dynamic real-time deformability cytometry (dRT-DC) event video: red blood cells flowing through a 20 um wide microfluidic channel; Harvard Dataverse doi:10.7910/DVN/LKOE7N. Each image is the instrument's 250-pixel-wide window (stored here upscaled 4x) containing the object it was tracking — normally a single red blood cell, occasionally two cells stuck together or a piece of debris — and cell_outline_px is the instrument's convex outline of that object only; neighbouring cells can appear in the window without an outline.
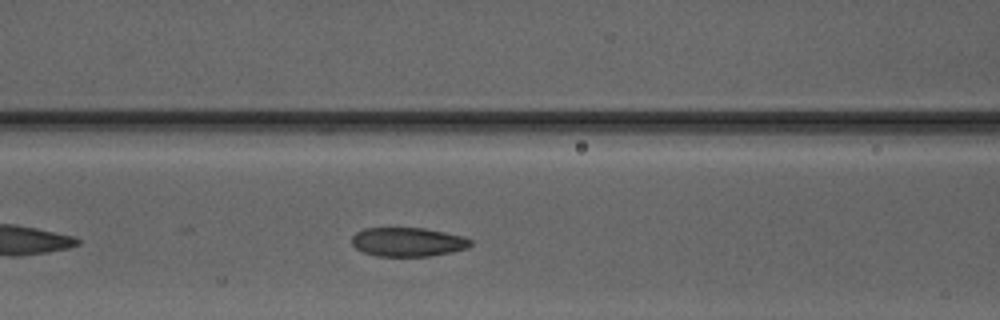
{"species": "Egyptian fruit bat (a non-hibernating species)", "species_latin": "Rousettus aegyptiacus", "temperature_condition": "warm", "stored_images_in_passage": 28, "camera_frame_rate_fps": 3000, "um_per_image_px": 0.085, "animal": {"sex": "male"}, "frame": {"image": 1, "passage_image": 8, "time_ms": 2.333, "image_size_px": [1000, 320], "cell_outline_px": [[472, 244], [468, 248], [452, 252], [428, 256], [376, 256], [364, 252], [356, 248], [352, 244], [352, 236], [356, 232], [364, 228], [424, 228], [464, 236], [472, 240]], "centroid_in_image_um": [34.68, 20.56], "position_along_channel_um": 131.9, "area_um2": 20.11}}
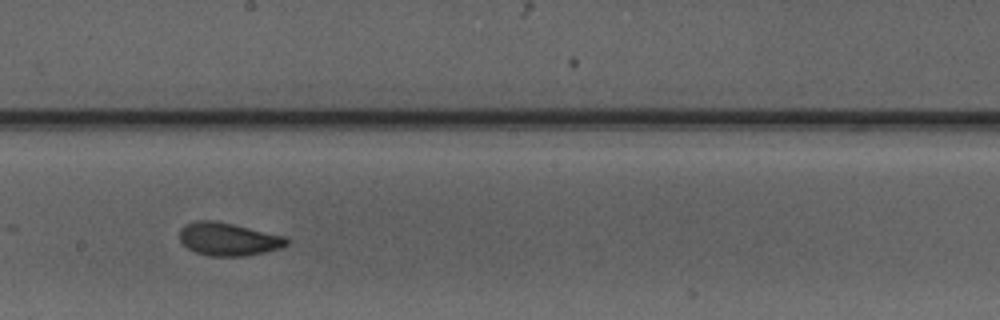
{"frame": {"image": 2, "passage_image": 15, "time_ms": 4.667, "image_size_px": [1000, 320], "cell_outline_px": [[288, 244], [280, 248], [264, 252], [244, 256], [208, 256], [196, 252], [188, 248], [180, 240], [180, 232], [184, 224], [196, 220], [212, 220], [232, 224], [284, 236], [288, 240]], "centroid_in_image_um": [19.38, 20.33], "position_along_channel_um": 228.8, "area_um2": 20.35}}
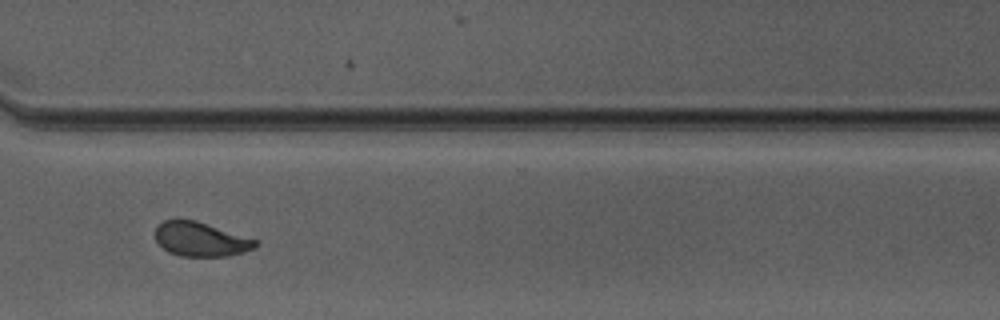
{"frame": {"image": 3, "passage_image": 24, "time_ms": 7.667, "image_size_px": [1000, 320], "cell_outline_px": [[260, 244], [256, 248], [244, 252], [228, 256], [180, 256], [168, 252], [156, 240], [156, 228], [164, 220], [196, 220], [260, 240]], "centroid_in_image_um": [17.14, 20.34], "position_along_channel_um": 353.5, "area_um2": 20.11}, "authors_computed_cell_mechanics": {"area_um2": 20.4034, "velocity_mm_per_s": 4.1529, "shape_relaxation_time_tau1_ms": 3.6507, "shape_relaxation_time_tau2_ms": 0.8692, "deformation_change_tau1": 0.1256, "deformation_change_tau2": 0.0552}}